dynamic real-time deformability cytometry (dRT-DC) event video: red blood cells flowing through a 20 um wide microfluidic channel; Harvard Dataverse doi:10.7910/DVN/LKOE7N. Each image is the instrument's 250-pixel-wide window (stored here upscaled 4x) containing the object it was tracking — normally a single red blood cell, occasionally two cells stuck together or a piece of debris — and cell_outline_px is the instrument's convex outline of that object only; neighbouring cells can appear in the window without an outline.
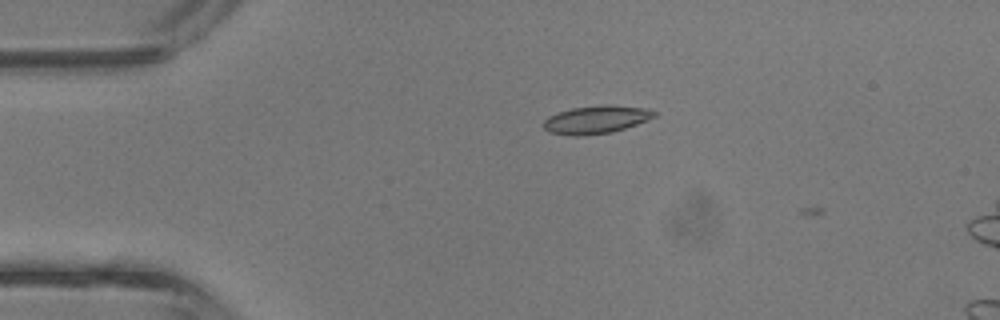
{"species": "common noctule bat (a hibernating species)", "species_latin": "Nyctalus noctula", "temperature_condition": "room temperature", "stored_images_in_passage": 6, "camera_frame_rate_fps": 3000, "um_per_image_px": 0.085, "animal": {"sex": "male", "body_mass_g": 13.3}, "frame": {"image": 1, "passage_image": 5, "time_ms": 1.333, "image_size_px": [1000, 320], "cell_outline_px": [[656, 116], [648, 120], [612, 132], [584, 136], [572, 136], [548, 132], [540, 124], [548, 116], [572, 108], [604, 104], [612, 104], [648, 108], [656, 112]], "centroid_in_image_um": [50.66, 10.16], "position_along_channel_um": 34.3, "area_um2": 18.32}}